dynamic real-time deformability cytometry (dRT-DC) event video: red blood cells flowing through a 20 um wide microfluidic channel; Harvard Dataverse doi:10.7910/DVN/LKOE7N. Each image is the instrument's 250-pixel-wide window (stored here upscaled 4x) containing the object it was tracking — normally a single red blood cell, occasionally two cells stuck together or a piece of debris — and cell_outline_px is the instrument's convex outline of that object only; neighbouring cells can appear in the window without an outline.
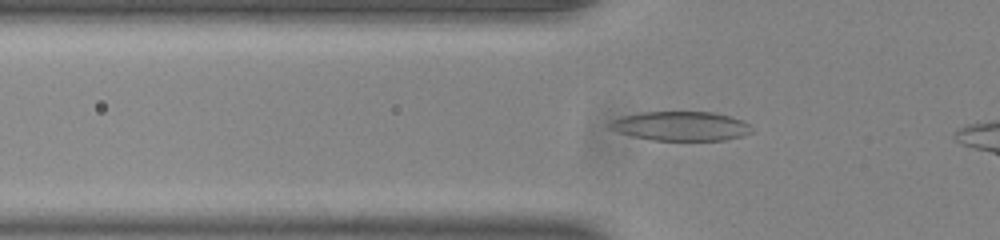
{"species": "common noctule bat (a hibernating species)", "species_latin": "Nyctalus noctula", "temperature_condition": "room temperature", "stored_images_in_passage": 32, "camera_frame_rate_fps": 3000, "um_per_image_px": 0.085, "animal": {"sex": "male", "body_mass_g": 20.0, "forearm_length_mm": 53.3}, "frame": {"image": 1, "passage_image": 3, "time_ms": 0.667, "image_size_px": [1000, 240], "cell_outline_px": [[752, 132], [740, 136], [724, 140], [652, 140], [632, 136], [608, 128], [608, 124], [612, 120], [620, 116], [640, 112], [712, 112], [744, 120], [748, 124]], "centroid_in_image_um": [57.83, 10.71], "position_along_channel_um": 68.0, "area_um2": 24.1}}
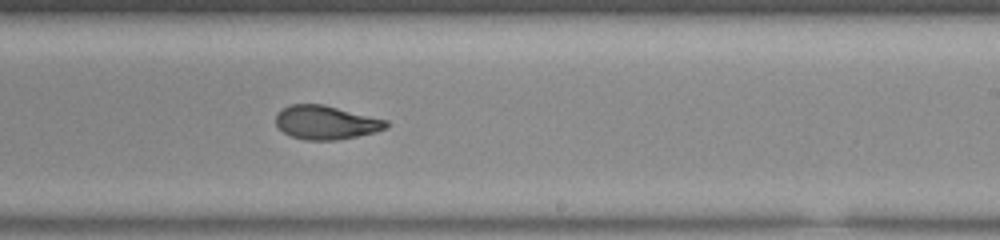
{"frame": {"image": 2, "passage_image": 18, "time_ms": 5.667, "image_size_px": [1000, 240], "cell_outline_px": [[388, 128], [376, 132], [336, 140], [304, 140], [292, 136], [284, 132], [276, 124], [276, 112], [292, 104], [324, 104], [388, 120]], "centroid_in_image_um": [27.73, 10.4], "position_along_channel_um": 261.3, "area_um2": 21.73}}
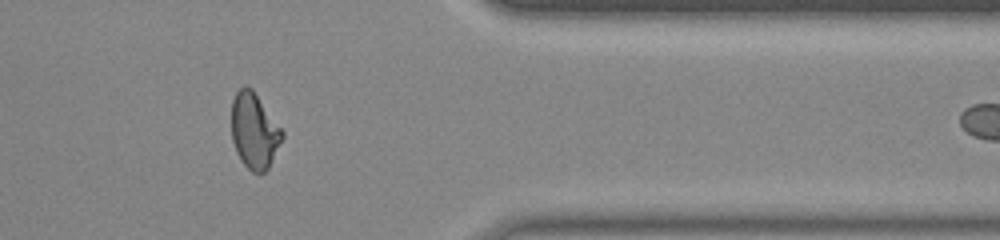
{"frame": {"image": 3, "passage_image": 29, "time_ms": 9.333, "image_size_px": [1000, 240], "cell_outline_px": [[284, 136], [268, 168], [264, 172], [252, 172], [240, 160], [236, 152], [232, 140], [232, 100], [236, 92], [244, 84], [252, 88], [284, 132]], "centroid_in_image_um": [21.6, 11.1], "position_along_channel_um": 389.8, "area_um2": 22.25}}